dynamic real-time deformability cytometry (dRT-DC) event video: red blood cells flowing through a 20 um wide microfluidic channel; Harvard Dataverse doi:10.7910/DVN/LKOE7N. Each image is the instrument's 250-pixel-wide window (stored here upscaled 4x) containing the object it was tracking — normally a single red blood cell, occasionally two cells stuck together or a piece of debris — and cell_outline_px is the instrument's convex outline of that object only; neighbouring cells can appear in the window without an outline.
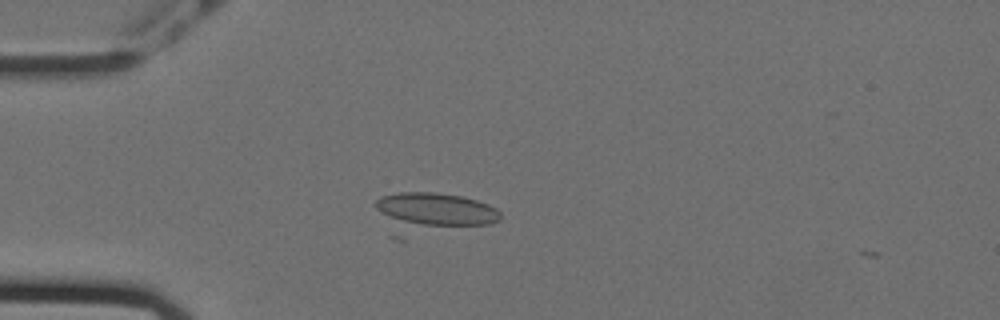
{"species": "Egyptian fruit bat (a non-hibernating species)", "species_latin": "Rousettus aegyptiacus", "temperature_condition": "cold", "stored_images_in_passage": 3, "camera_frame_rate_fps": 3000, "um_per_image_px": 0.085, "animal": {"sex": "female"}, "frame": {"image": 1, "passage_image": 1, "time_ms": 0.0, "image_size_px": [1000, 320], "cell_outline_px": [[500, 220], [492, 224], [404, 240], [396, 240], [388, 236], [372, 204], [380, 196], [400, 192], [436, 192], [464, 196], [488, 204], [496, 208], [500, 212]], "centroid_in_image_um": [36.63, 18.18], "position_along_channel_um": 48.4, "area_um2": 31.96}}